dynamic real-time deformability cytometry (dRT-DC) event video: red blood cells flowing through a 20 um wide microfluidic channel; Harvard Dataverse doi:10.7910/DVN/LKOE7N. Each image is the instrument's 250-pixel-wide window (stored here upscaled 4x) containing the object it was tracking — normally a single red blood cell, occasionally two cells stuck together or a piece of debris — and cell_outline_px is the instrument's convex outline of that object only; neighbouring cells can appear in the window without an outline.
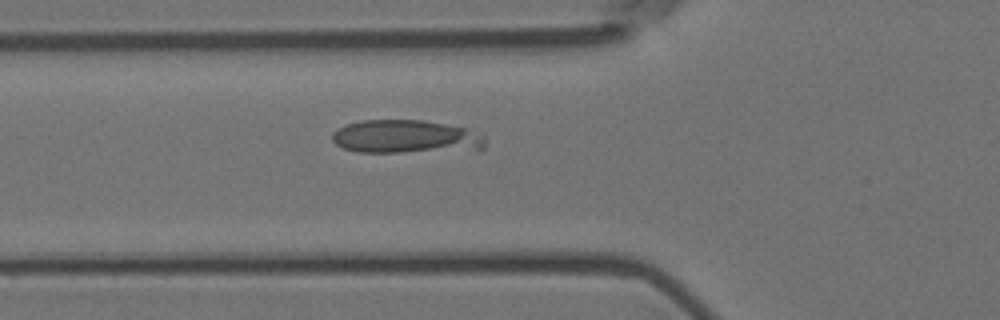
{"species": "Egyptian fruit bat (a non-hibernating species)", "species_latin": "Rousettus aegyptiacus", "temperature_condition": "room temperature", "stored_images_in_passage": 4, "camera_frame_rate_fps": 3000, "um_per_image_px": 0.085, "animal": {"sex": "female"}, "frame": {"image": 1, "passage_image": 4, "time_ms": 1.0, "image_size_px": [1000, 320], "cell_outline_px": [[484, 148], [480, 152], [360, 152], [344, 148], [336, 144], [332, 140], [332, 132], [336, 128], [344, 124], [360, 120], [420, 120], [468, 128], [484, 136]], "centroid_in_image_um": [34.56, 11.65], "position_along_channel_um": 91.2, "area_um2": 30.58}}